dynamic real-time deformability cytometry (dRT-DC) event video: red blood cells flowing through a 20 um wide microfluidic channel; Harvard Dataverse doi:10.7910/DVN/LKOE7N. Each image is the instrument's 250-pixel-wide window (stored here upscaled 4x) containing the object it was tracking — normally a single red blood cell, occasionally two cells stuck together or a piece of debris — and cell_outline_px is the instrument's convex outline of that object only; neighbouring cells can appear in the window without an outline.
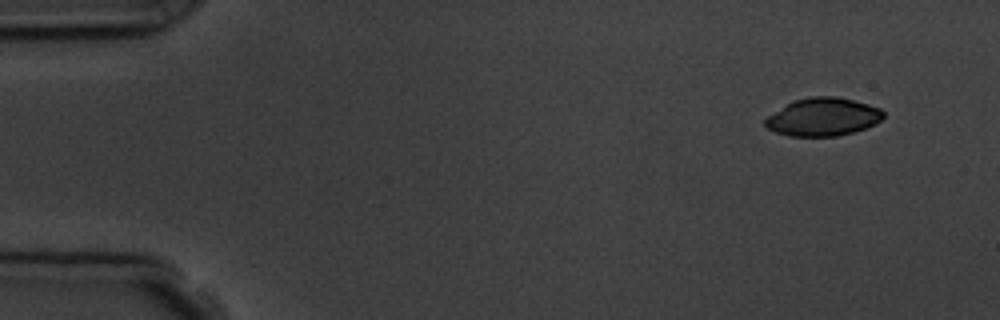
{"species": "common noctule bat (a hibernating species)", "species_latin": "Nyctalus noctula", "temperature_condition": "room temperature", "stored_images_in_passage": 7, "camera_frame_rate_fps": 3000, "um_per_image_px": 0.085, "animal": {"sex": "male", "body_mass_g": 19.5, "forearm_length_mm": 54.6}, "frame": {"image": 1, "passage_image": 1, "time_ms": 0.0, "image_size_px": [1000, 320], "cell_outline_px": [[884, 116], [876, 124], [852, 132], [836, 136], [788, 136], [776, 132], [768, 128], [764, 124], [764, 120], [768, 116], [792, 100], [812, 96], [836, 96], [868, 104], [880, 108], [884, 112]], "centroid_in_image_um": [69.94, 9.93], "position_along_channel_um": 15.1, "area_um2": 26.13}}
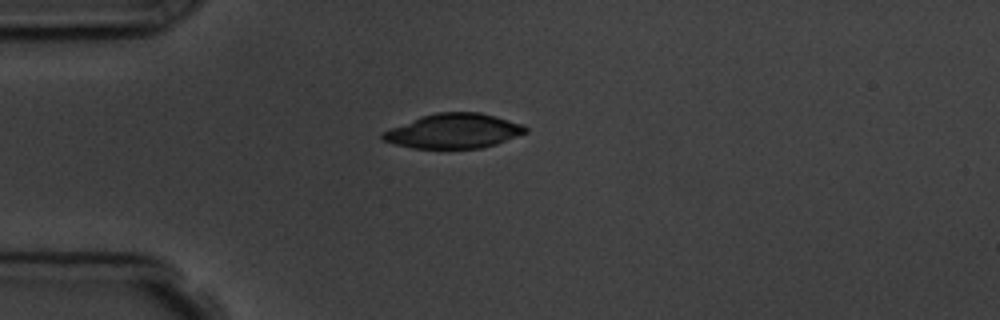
{"frame": {"image": 2, "passage_image": 4, "time_ms": 3.333, "image_size_px": [1000, 320], "cell_outline_px": [[528, 132], [496, 144], [480, 148], [412, 148], [380, 140], [380, 132], [420, 116], [436, 112], [480, 112], [496, 116], [524, 124], [528, 128]], "centroid_in_image_um": [38.55, 11.13], "position_along_channel_um": 46.5, "area_um2": 29.07}}